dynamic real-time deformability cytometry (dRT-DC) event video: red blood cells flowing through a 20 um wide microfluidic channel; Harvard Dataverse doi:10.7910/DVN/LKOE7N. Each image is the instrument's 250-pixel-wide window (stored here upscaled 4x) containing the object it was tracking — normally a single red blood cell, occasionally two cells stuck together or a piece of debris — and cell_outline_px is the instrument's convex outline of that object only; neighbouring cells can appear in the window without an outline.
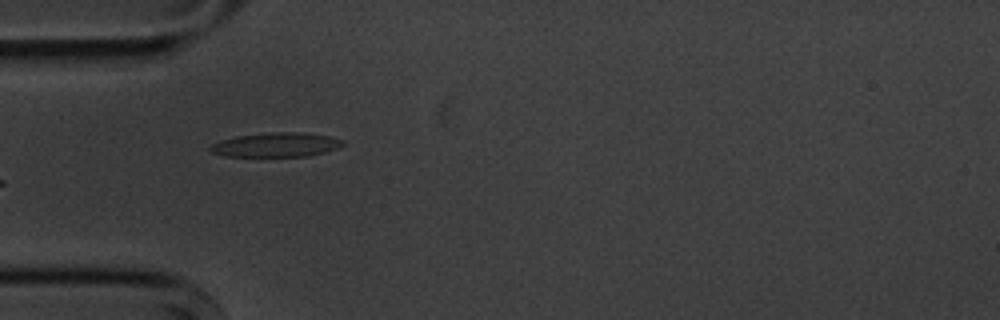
{"species": "common noctule bat (a hibernating species)", "species_latin": "Nyctalus noctula", "temperature_condition": "cold", "stored_images_in_passage": 9, "camera_frame_rate_fps": 3000, "um_per_image_px": 0.085, "animal": {"sex": "male", "body_mass_g": 20.1, "forearm_length_mm": 53.5}, "frame": {"image": 1, "passage_image": 4, "time_ms": 4.333, "image_size_px": [1000, 320], "cell_outline_px": [[344, 144], [336, 148], [324, 152], [308, 156], [224, 156], [212, 152], [208, 148], [212, 144], [220, 140], [236, 136], [272, 132], [304, 132], [328, 136], [344, 140]], "centroid_in_image_um": [23.46, 12.3], "position_along_channel_um": 61.5, "area_um2": 18.67}}
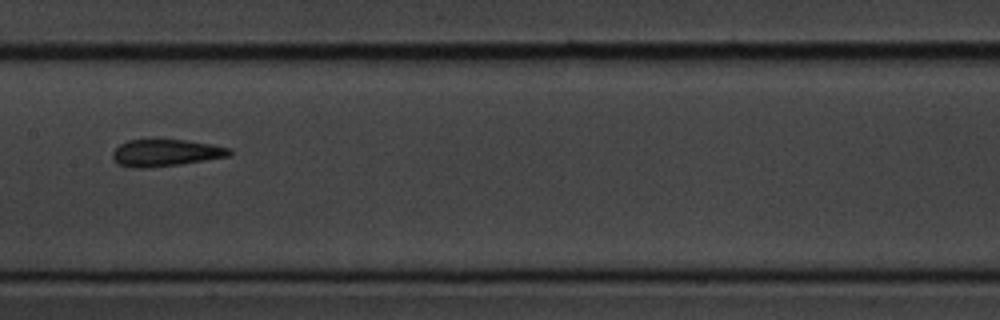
{"frame": {"image": 2, "passage_image": 7, "time_ms": 8.0, "image_size_px": [1000, 320], "cell_outline_px": [[232, 152], [228, 156], [180, 164], [148, 168], [132, 168], [116, 164], [112, 160], [112, 152], [120, 144], [128, 140], [184, 140], [212, 144], [232, 148]], "centroid_in_image_um": [14.04, 13.0], "position_along_channel_um": 193.4, "area_um2": 18.38}}
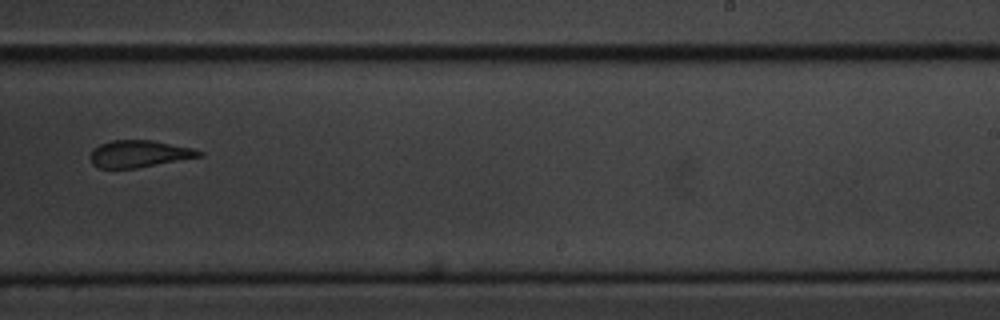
{"frame": {"image": 3, "passage_image": 9, "time_ms": 10.333, "image_size_px": [1000, 320], "cell_outline_px": [[204, 156], [136, 168], [100, 168], [92, 164], [92, 152], [100, 144], [112, 140], [152, 140], [196, 148], [204, 152]], "centroid_in_image_um": [11.92, 13.07], "position_along_channel_um": 277.1, "area_um2": 17.11}}